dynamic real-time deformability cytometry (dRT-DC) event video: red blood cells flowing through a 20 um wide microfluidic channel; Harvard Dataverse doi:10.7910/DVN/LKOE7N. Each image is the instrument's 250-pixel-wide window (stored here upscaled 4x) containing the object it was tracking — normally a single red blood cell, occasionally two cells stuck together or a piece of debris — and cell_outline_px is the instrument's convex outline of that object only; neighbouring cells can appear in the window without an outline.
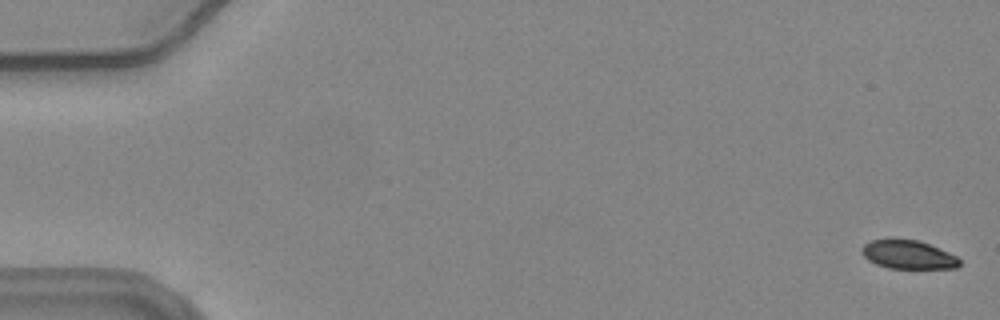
{"species": "common noctule bat (a hibernating species)", "species_latin": "Nyctalus noctula", "temperature_condition": "warm", "stored_images_in_passage": 58, "camera_frame_rate_fps": 3000, "um_per_image_px": 0.085, "animal": {"sex": "female", "body_mass_g": 24.6, "forearm_length_mm": 56.2}, "frame": {"image": 1, "passage_image": 2, "time_ms": 0.333, "image_size_px": [1000, 320], "cell_outline_px": [[960, 264], [956, 268], [888, 268], [876, 264], [868, 260], [860, 252], [860, 248], [864, 244], [872, 240], [892, 236], [896, 236], [920, 240], [948, 252], [956, 256], [960, 260]], "centroid_in_image_um": [77.13, 21.59], "position_along_channel_um": 7.9, "area_um2": 16.88}}
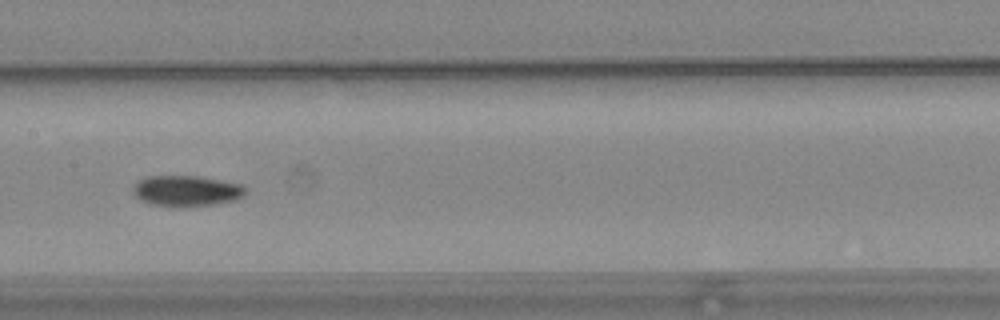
{"frame": {"image": 2, "passage_image": 30, "time_ms": 9.667, "image_size_px": [1000, 320], "cell_outline_px": [[248, 188], [244, 196], [236, 200], [212, 204], [180, 208], [176, 208], [152, 204], [140, 200], [132, 192], [132, 188], [140, 180], [148, 176], [196, 176], [240, 184]], "centroid_in_image_um": [15.85, 16.24], "position_along_channel_um": 191.5, "area_um2": 20.29}}
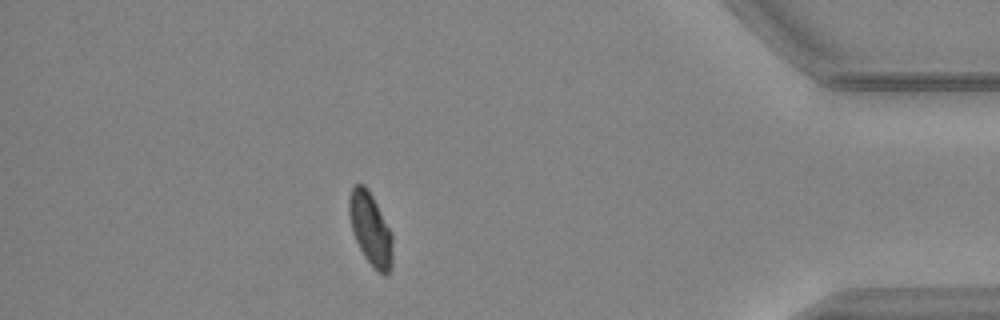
{"frame": {"image": 3, "passage_image": 51, "time_ms": 16.667, "image_size_px": [1000, 320], "cell_outline_px": [[392, 268], [384, 276], [364, 256], [352, 232], [348, 216], [348, 200], [352, 188], [356, 184], [364, 184], [368, 188], [392, 232]], "centroid_in_image_um": [31.48, 19.43], "position_along_channel_um": 403.7, "area_um2": 18.38}, "authors_computed_cell_mechanics": {"area_um2": 19.2474, "velocity_mm_per_s": 3.665, "shape_relaxation_time_tau1_ms": null, "shape_relaxation_time_tau2_ms": 10.8144, "deformation_change_tau1": null, "deformation_change_tau2": 0.1139}}